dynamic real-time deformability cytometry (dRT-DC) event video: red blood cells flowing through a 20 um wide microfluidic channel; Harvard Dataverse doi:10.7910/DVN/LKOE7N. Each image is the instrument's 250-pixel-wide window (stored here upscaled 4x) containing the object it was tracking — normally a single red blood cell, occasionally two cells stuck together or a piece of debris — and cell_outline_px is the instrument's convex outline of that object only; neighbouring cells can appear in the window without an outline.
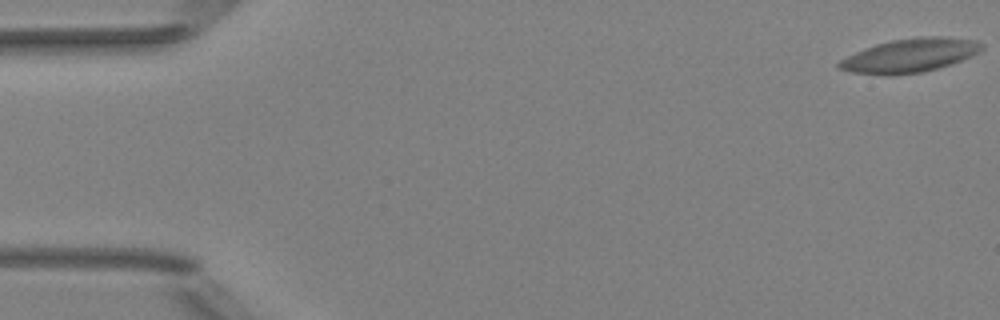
{"species": "Egyptian fruit bat (a non-hibernating species)", "species_latin": "Rousettus aegyptiacus", "temperature_condition": "room temperature", "stored_images_in_passage": 54, "camera_frame_rate_fps": 3000, "um_per_image_px": 0.085, "animal": {"sex": "female"}, "frame": {"image": 1, "passage_image": 1, "time_ms": 0.0, "image_size_px": [1000, 320], "cell_outline_px": [[984, 48], [980, 52], [972, 56], [952, 64], [924, 72], [892, 76], [888, 76], [852, 72], [836, 68], [836, 64], [840, 60], [864, 48], [876, 44], [892, 40], [916, 36], [948, 36], [976, 40], [984, 44]], "centroid_in_image_um": [77.38, 4.71], "position_along_channel_um": 7.6, "area_um2": 28.61}}
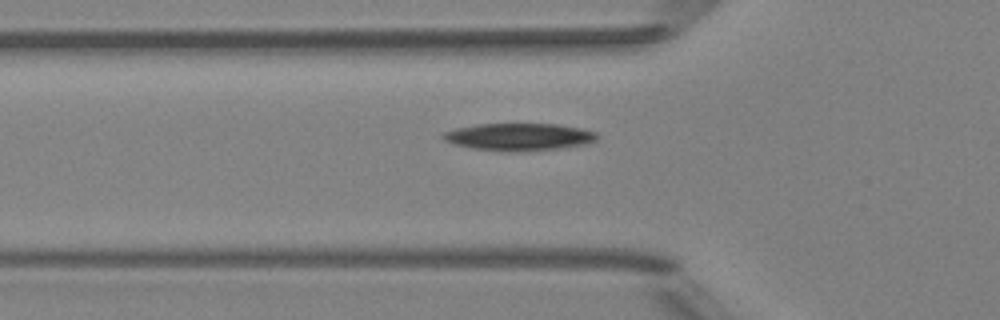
{"frame": {"image": 2, "passage_image": 19, "time_ms": 6.0, "image_size_px": [1000, 320], "cell_outline_px": [[600, 136], [596, 140], [588, 144], [556, 148], [520, 152], [472, 148], [452, 144], [444, 140], [440, 136], [440, 132], [456, 128], [476, 124], [556, 124], [580, 128], [596, 132]], "centroid_in_image_um": [44.08, 11.63], "position_along_channel_um": 81.7, "area_um2": 24.62}}
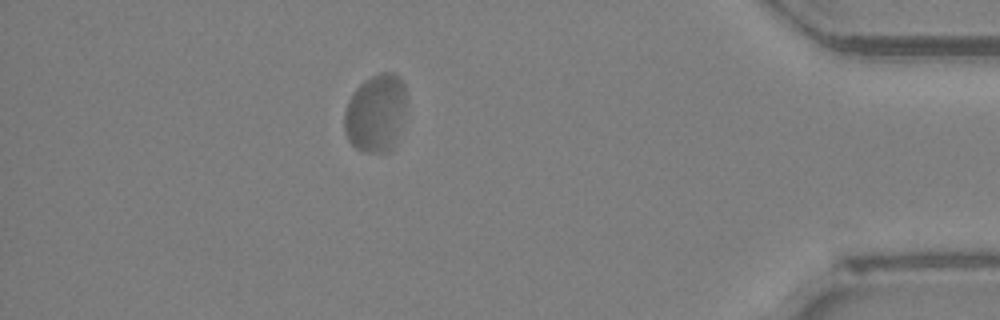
{"frame": {"image": 3, "passage_image": 48, "time_ms": 15.667, "image_size_px": [1000, 320], "cell_outline_px": [[404, 120], [392, 148], [388, 152], [364, 152], [356, 148], [348, 140], [344, 132], [344, 112], [348, 100], [352, 92], [364, 80], [380, 72], [392, 72], [400, 76], [404, 84]], "centroid_in_image_um": [31.92, 9.6], "position_along_channel_um": 403.3, "area_um2": 28.32}}